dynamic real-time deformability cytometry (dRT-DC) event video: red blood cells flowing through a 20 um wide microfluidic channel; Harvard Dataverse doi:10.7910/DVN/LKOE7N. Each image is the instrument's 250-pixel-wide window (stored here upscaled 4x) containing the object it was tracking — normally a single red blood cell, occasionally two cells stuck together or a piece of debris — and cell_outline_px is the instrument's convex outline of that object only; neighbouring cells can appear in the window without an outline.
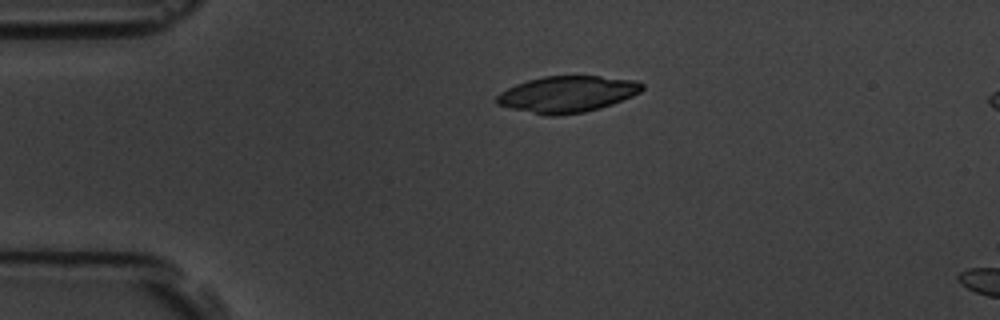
{"species": "common noctule bat (a hibernating species)", "species_latin": "Nyctalus noctula", "temperature_condition": "room temperature", "stored_images_in_passage": 3, "camera_frame_rate_fps": 3000, "um_per_image_px": 0.085, "animal": {"sex": "male", "body_mass_g": 19.5, "forearm_length_mm": 54.6}, "frame": {"image": 1, "passage_image": 1, "time_ms": 0.0, "image_size_px": [1000, 320], "cell_outline_px": [[644, 88], [640, 92], [632, 96], [612, 104], [600, 108], [584, 112], [556, 116], [544, 116], [496, 104], [492, 100], [500, 92], [516, 84], [528, 80], [544, 76], [600, 76], [636, 80], [644, 84]], "centroid_in_image_um": [48.2, 8.01], "position_along_channel_um": 36.8, "area_um2": 30.98}}